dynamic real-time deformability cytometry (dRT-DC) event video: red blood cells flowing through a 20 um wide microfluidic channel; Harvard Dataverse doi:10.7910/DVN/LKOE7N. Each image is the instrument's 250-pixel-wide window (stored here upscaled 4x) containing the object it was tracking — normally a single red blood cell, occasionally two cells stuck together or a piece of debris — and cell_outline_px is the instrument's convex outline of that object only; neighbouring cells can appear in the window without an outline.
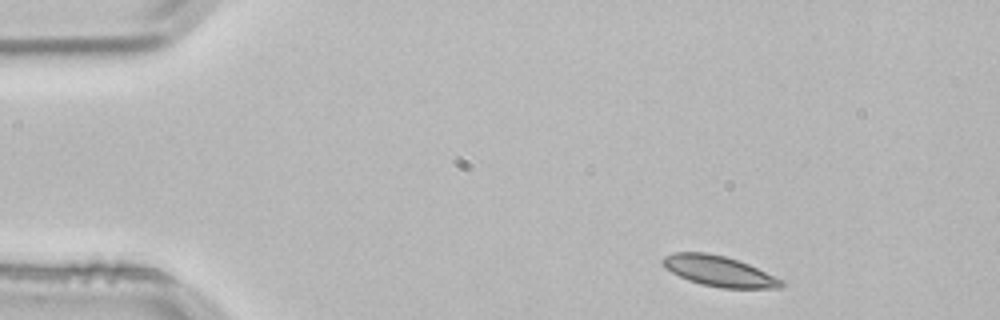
{"species": "common noctule bat (a hibernating species)", "species_latin": "Nyctalus noctula", "temperature_condition": "room temperature", "stored_images_in_passage": 2, "camera_frame_rate_fps": 3000, "um_per_image_px": 0.085, "animal": {"sex": "male", "body_mass_g": 21.5, "forearm_length_mm": 52.0}, "frame": {"image": 1, "passage_image": 1, "time_ms": 0.0, "image_size_px": [1000, 320], "cell_outline_px": [[788, 284], [780, 288], [720, 288], [700, 284], [688, 280], [664, 268], [660, 260], [664, 256], [672, 252], [704, 252], [724, 256], [748, 264], [784, 280]], "centroid_in_image_um": [61.11, 23.05], "position_along_channel_um": 23.9, "area_um2": 21.21}}